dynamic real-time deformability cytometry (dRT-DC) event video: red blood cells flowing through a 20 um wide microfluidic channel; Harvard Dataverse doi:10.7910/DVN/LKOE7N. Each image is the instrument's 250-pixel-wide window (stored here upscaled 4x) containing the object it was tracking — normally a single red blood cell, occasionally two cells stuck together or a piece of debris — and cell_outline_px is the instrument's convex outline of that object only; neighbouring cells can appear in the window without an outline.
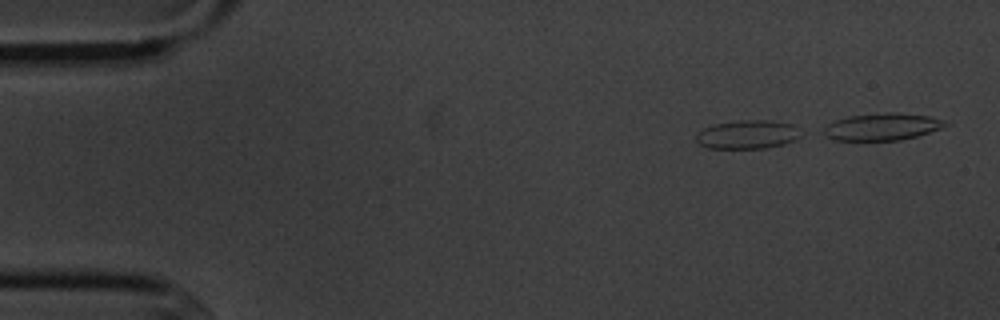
{"species": "common noctule bat (a hibernating species)", "species_latin": "Nyctalus noctula", "temperature_condition": "cold", "stored_images_in_passage": 6, "camera_frame_rate_fps": 3000, "um_per_image_px": 0.085, "animal": {"sex": "male", "body_mass_g": 20.1, "forearm_length_mm": 53.5}, "frame": {"image": 1, "passage_image": 1, "time_ms": 0.0, "image_size_px": [1000, 320], "cell_outline_px": [[800, 136], [784, 144], [764, 148], [708, 148], [700, 144], [696, 140], [696, 136], [704, 128], [716, 124], [740, 120], [768, 120], [792, 124]], "centroid_in_image_um": [63.5, 11.43], "position_along_channel_um": 21.5, "area_um2": 17.05}}
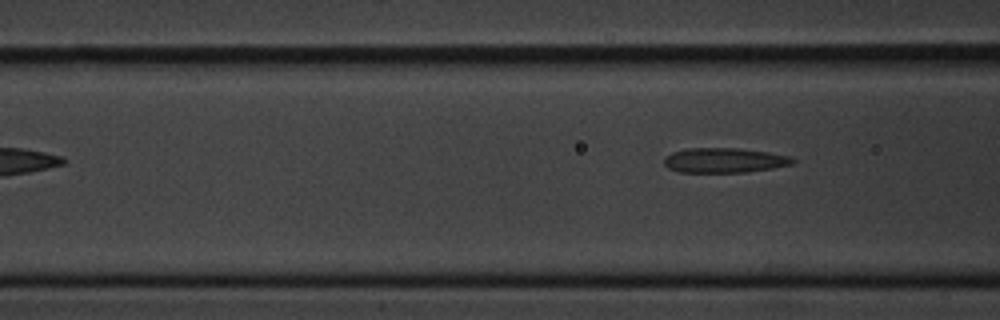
{"frame": {"image": 2, "passage_image": 6, "time_ms": 6.0, "image_size_px": [1000, 320], "cell_outline_px": [[796, 160], [792, 164], [772, 168], [744, 172], [680, 172], [668, 168], [664, 164], [664, 156], [672, 152], [688, 148], [740, 148], [768, 152], [792, 156]], "centroid_in_image_um": [61.57, 13.62], "position_along_channel_um": 105.0, "area_um2": 18.67}}